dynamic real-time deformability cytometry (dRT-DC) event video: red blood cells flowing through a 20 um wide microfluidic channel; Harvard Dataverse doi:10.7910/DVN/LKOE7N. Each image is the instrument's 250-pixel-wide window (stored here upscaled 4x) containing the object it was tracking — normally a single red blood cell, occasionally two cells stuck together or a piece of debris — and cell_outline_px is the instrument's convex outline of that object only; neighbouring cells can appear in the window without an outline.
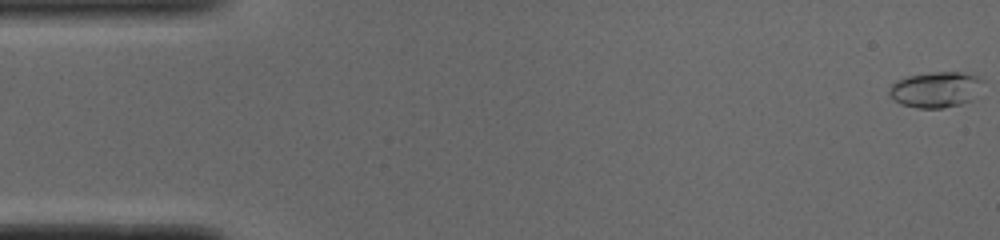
{"species": "common noctule bat (a hibernating species)", "species_latin": "Nyctalus noctula", "temperature_condition": "cold", "stored_images_in_passage": 52, "camera_frame_rate_fps": 3000, "um_per_image_px": 0.085, "animal": {"sex": "male", "body_mass_g": 19.0, "forearm_length_mm": 50.8}, "frame": {"image": 1, "passage_image": 1, "time_ms": 0.0, "image_size_px": [1000, 240], "cell_outline_px": [[984, 80], [972, 100], [960, 104], [944, 108], [916, 108], [900, 104], [888, 92], [888, 88], [896, 80], [908, 76], [932, 72], [960, 72], [976, 76]], "centroid_in_image_um": [79.51, 7.61], "position_along_channel_um": 5.5, "area_um2": 19.42}}
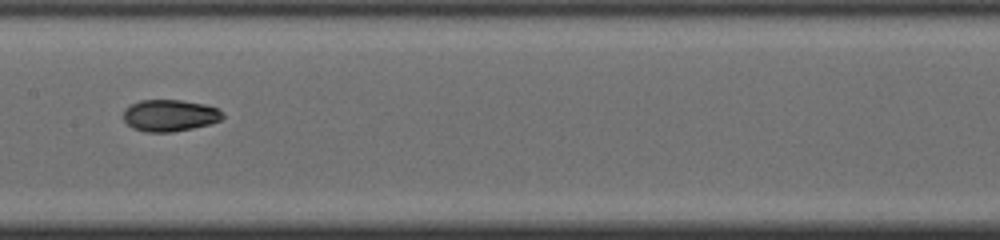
{"frame": {"image": 2, "passage_image": 26, "time_ms": 8.333, "image_size_px": [1000, 240], "cell_outline_px": [[224, 116], [220, 120], [208, 124], [192, 128], [172, 132], [148, 132], [132, 128], [124, 120], [124, 108], [140, 100], [180, 100], [204, 104], [216, 108], [224, 112]], "centroid_in_image_um": [14.42, 9.81], "position_along_channel_um": 193.0, "area_um2": 18.26}}
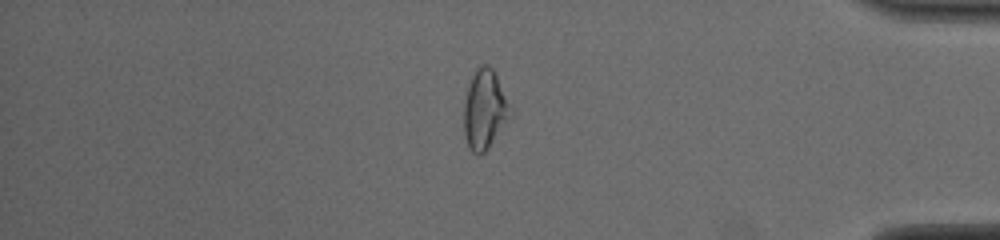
{"frame": {"image": 3, "passage_image": 44, "time_ms": 14.333, "image_size_px": [1000, 240], "cell_outline_px": [[504, 120], [488, 148], [480, 156], [476, 156], [468, 148], [464, 132], [464, 100], [468, 84], [476, 64], [488, 64], [492, 68], [496, 76], [504, 100]], "centroid_in_image_um": [41.03, 9.28], "position_along_channel_um": 394.2, "area_um2": 20.06}, "authors_computed_cell_mechanics": {"area_um2": 18.2359, "velocity_mm_per_s": 3.8871, "shape_relaxation_time_tau1_ms": 8.7004, "shape_relaxation_time_tau2_ms": 1.5542, "deformation_change_tau1": 0.2146, "deformation_change_tau2": 0.0526}}